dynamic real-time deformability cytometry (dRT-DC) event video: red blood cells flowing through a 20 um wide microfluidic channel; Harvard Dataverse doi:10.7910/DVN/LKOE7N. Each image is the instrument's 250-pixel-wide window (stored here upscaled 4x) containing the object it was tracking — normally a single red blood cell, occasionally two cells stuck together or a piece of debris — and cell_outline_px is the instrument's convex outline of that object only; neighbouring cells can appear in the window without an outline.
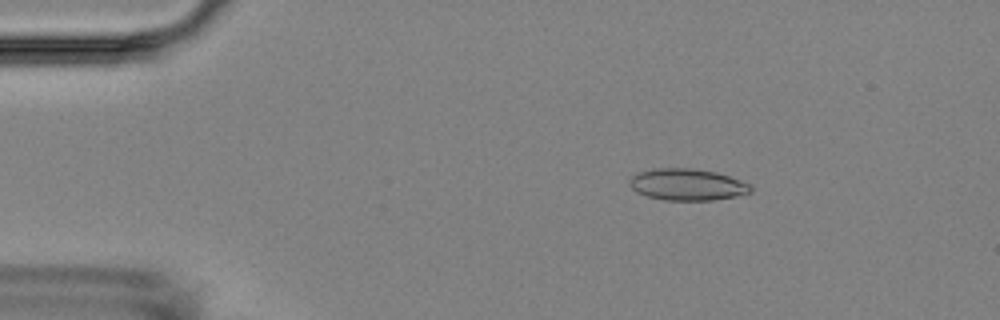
{"species": "Egyptian fruit bat (a non-hibernating species)", "species_latin": "Rousettus aegyptiacus", "temperature_condition": "room temperature", "stored_images_in_passage": 5, "camera_frame_rate_fps": 3000, "um_per_image_px": 0.085, "animal": {"sex": "female"}, "frame": {"image": 1, "passage_image": 3, "time_ms": 2.333, "image_size_px": [1000, 320], "cell_outline_px": [[752, 192], [736, 196], [712, 200], [664, 200], [648, 196], [636, 192], [628, 184], [628, 180], [632, 176], [640, 172], [652, 168], [692, 168], [716, 172], [740, 180], [748, 184], [752, 188]], "centroid_in_image_um": [58.39, 15.68], "position_along_channel_um": 26.6, "area_um2": 22.31}}